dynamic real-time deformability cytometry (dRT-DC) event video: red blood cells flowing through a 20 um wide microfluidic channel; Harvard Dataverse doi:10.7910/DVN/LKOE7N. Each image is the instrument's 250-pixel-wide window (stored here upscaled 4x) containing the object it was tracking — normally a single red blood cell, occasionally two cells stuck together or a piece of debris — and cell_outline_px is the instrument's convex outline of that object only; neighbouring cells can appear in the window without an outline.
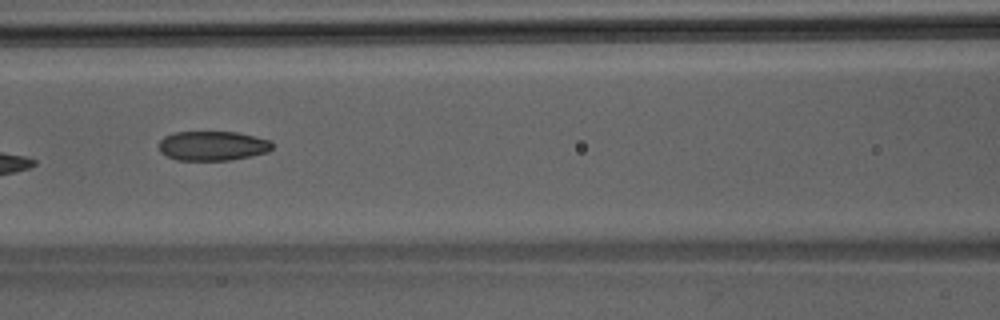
{"species": "Egyptian fruit bat (a non-hibernating species)", "species_latin": "Rousettus aegyptiacus", "temperature_condition": "room temperature", "stored_images_in_passage": 6, "camera_frame_rate_fps": 3000, "um_per_image_px": 0.085, "animal": {"sex": "male"}, "frame": {"image": 1, "passage_image": 6, "time_ms": 1.667, "image_size_px": [1000, 320], "cell_outline_px": [[272, 148], [268, 152], [228, 160], [176, 160], [160, 152], [160, 140], [164, 136], [176, 132], [236, 132], [272, 140]], "centroid_in_image_um": [18.07, 12.39], "position_along_channel_um": 148.5, "area_um2": 19.36}}